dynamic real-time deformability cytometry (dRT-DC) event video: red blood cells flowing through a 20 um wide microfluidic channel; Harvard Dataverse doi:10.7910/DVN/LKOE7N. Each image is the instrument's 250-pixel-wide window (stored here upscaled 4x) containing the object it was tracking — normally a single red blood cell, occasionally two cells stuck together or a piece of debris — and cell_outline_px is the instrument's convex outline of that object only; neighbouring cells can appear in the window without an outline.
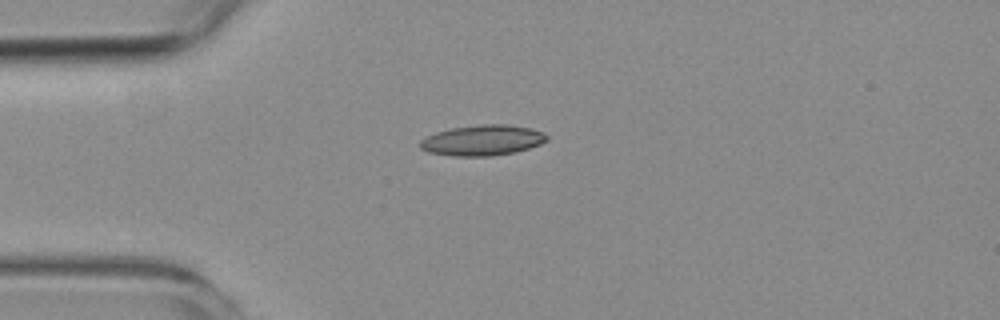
{"species": "common noctule bat (a hibernating species)", "species_latin": "Nyctalus noctula", "temperature_condition": "room temperature", "stored_images_in_passage": 2, "camera_frame_rate_fps": 3000, "um_per_image_px": 0.085, "animal": {"sex": "female", "body_mass_g": 19.3, "forearm_length_mm": 54.1}, "frame": {"image": 1, "passage_image": 1, "time_ms": 0.0, "image_size_px": [1000, 320], "cell_outline_px": [[548, 140], [540, 144], [516, 152], [492, 156], [452, 156], [428, 152], [420, 148], [420, 140], [436, 132], [452, 128], [480, 124], [504, 124], [532, 128], [544, 132], [548, 136]], "centroid_in_image_um": [41.03, 11.92], "position_along_channel_um": 44.0, "area_um2": 22.66}}
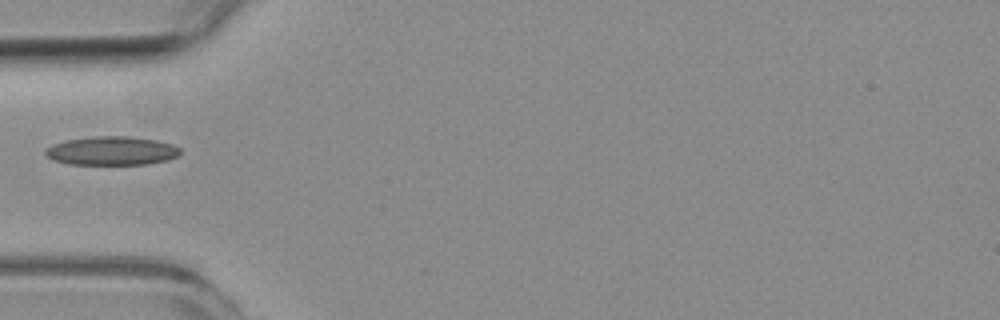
{"frame": {"image": 2, "passage_image": 2, "time_ms": 1.333, "image_size_px": [1000, 320], "cell_outline_px": [[180, 152], [176, 156], [168, 160], [144, 164], [68, 164], [52, 160], [44, 152], [44, 148], [52, 144], [64, 140], [92, 136], [128, 136], [156, 140], [172, 144], [180, 148]], "centroid_in_image_um": [9.44, 12.81], "position_along_channel_um": 75.6, "area_um2": 22.66}}